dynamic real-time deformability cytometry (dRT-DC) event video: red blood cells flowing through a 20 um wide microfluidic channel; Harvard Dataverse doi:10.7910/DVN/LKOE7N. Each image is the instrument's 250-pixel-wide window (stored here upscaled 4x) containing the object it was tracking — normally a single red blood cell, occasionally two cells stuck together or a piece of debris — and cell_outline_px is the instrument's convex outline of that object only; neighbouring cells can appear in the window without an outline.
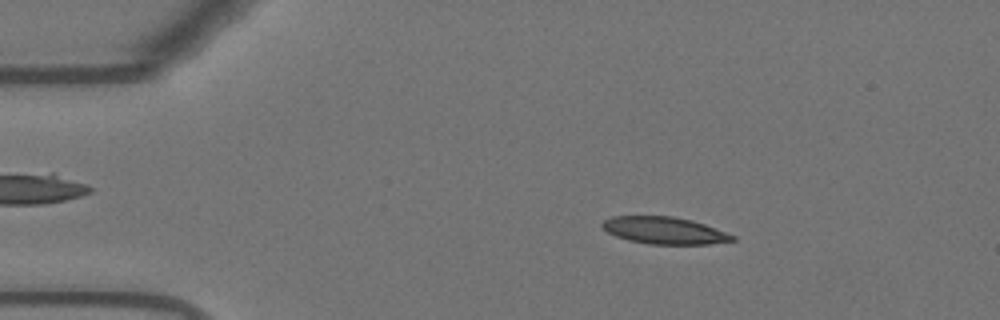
{"species": "Egyptian fruit bat (a non-hibernating species)", "species_latin": "Rousettus aegyptiacus", "temperature_condition": "warm", "stored_images_in_passage": 46, "camera_frame_rate_fps": 3000, "um_per_image_px": 0.085, "animal": {"sex": "female"}, "frame": {"image": 1, "passage_image": 1, "time_ms": 0.0, "image_size_px": [1000, 320], "cell_outline_px": [[736, 240], [708, 244], [648, 244], [628, 240], [616, 236], [608, 232], [600, 224], [604, 220], [612, 216], [672, 216], [692, 220], [704, 224], [736, 236]], "centroid_in_image_um": [56.46, 19.59], "position_along_channel_um": 28.5, "area_um2": 20.46}}
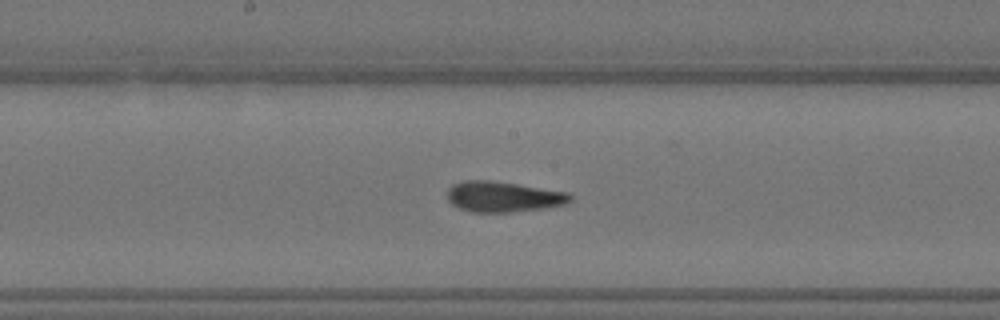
{"frame": {"image": 2, "passage_image": 20, "time_ms": 6.333, "image_size_px": [1000, 320], "cell_outline_px": [[572, 200], [568, 204], [544, 208], [512, 212], [472, 212], [460, 208], [452, 204], [448, 200], [448, 188], [452, 184], [460, 180], [492, 180], [568, 192], [572, 196]], "centroid_in_image_um": [42.78, 16.71], "position_along_channel_um": 205.4, "area_um2": 22.08}}
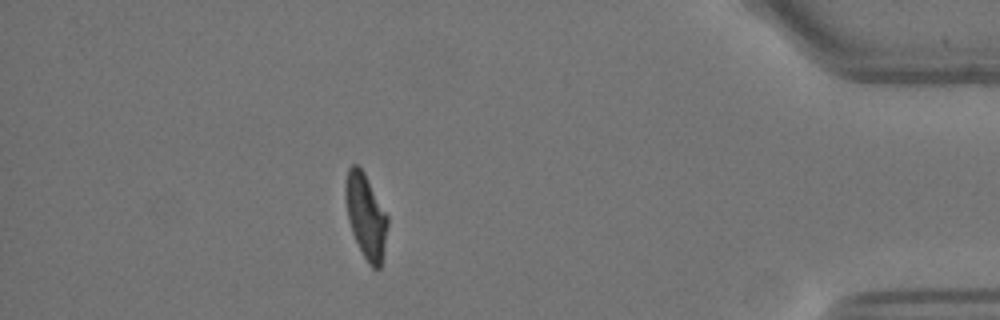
{"frame": {"image": 3, "passage_image": 40, "time_ms": 13.0, "image_size_px": [1000, 320], "cell_outline_px": [[388, 224], [380, 268], [372, 268], [368, 264], [352, 232], [348, 220], [344, 196], [344, 180], [348, 168], [352, 164], [356, 164], [364, 172], [388, 216]], "centroid_in_image_um": [31.07, 18.31], "position_along_channel_um": 404.1, "area_um2": 20.69}, "authors_computed_cell_mechanics": {"area_um2": 21.6172, "velocity_mm_per_s": 3.6741, "shape_relaxation_time_tau1_ms": null, "shape_relaxation_time_tau2_ms": 2.1744, "deformation_change_tau1": null, "deformation_change_tau2": 0.1007}}